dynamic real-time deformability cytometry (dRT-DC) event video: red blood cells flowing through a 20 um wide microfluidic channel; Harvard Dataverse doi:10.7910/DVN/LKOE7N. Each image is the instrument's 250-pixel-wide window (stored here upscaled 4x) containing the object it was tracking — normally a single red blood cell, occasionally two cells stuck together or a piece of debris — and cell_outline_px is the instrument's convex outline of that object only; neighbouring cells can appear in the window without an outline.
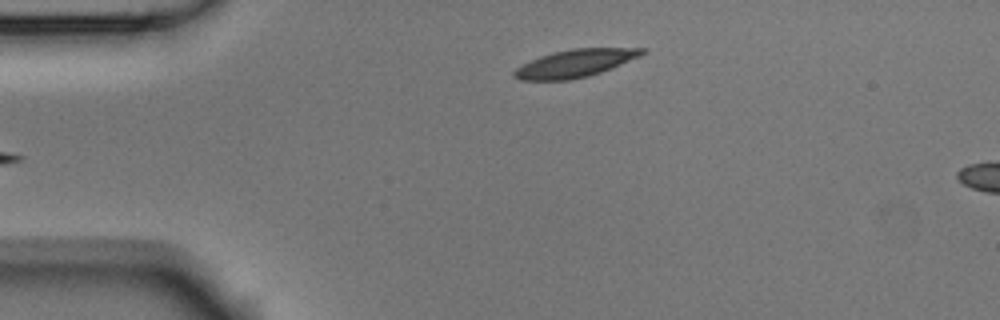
{"species": "Egyptian fruit bat (a non-hibernating species)", "species_latin": "Rousettus aegyptiacus", "temperature_condition": "room temperature", "stored_images_in_passage": 5, "camera_frame_rate_fps": 3000, "um_per_image_px": 0.085, "animal": {"sex": "male"}, "frame": {"image": 1, "passage_image": 5, "time_ms": 1.333, "image_size_px": [1000, 320], "cell_outline_px": [[648, 52], [640, 56], [600, 72], [588, 76], [568, 80], [520, 80], [512, 76], [512, 72], [516, 68], [540, 56], [552, 52], [572, 48], [648, 48]], "centroid_in_image_um": [48.88, 5.37], "position_along_channel_um": 36.1, "area_um2": 20.52}}